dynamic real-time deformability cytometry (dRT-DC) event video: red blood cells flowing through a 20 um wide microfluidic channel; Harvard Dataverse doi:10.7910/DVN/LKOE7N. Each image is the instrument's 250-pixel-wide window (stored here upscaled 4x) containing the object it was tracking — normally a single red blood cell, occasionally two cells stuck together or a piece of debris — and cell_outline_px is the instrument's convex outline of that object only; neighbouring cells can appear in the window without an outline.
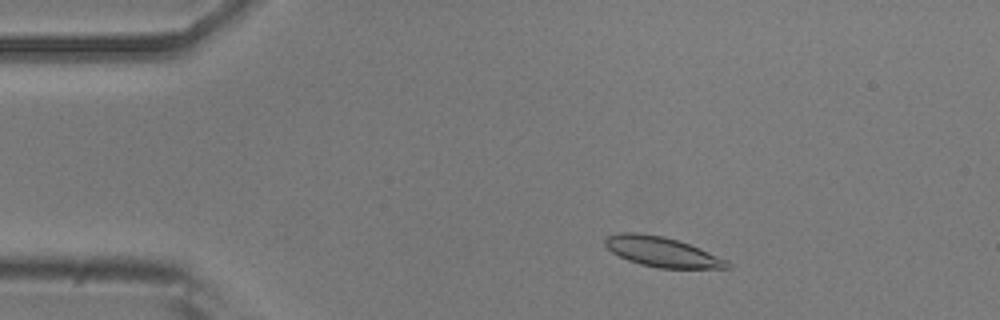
{"species": "common noctule bat (a hibernating species)", "species_latin": "Nyctalus noctula", "temperature_condition": "room temperature", "stored_images_in_passage": 44, "camera_frame_rate_fps": 3000, "um_per_image_px": 0.085, "animal": {"sex": "male", "body_mass_g": 20.5, "forearm_length_mm": 52.5}, "frame": {"image": 1, "passage_image": 5, "time_ms": 1.333, "image_size_px": [1000, 320], "cell_outline_px": [[732, 268], [660, 268], [640, 264], [628, 260], [612, 252], [604, 244], [604, 240], [608, 236], [620, 232], [640, 232], [664, 236], [680, 240], [700, 248], [728, 260], [732, 264]], "centroid_in_image_um": [56.3, 21.39], "position_along_channel_um": 28.7, "area_um2": 21.5}}
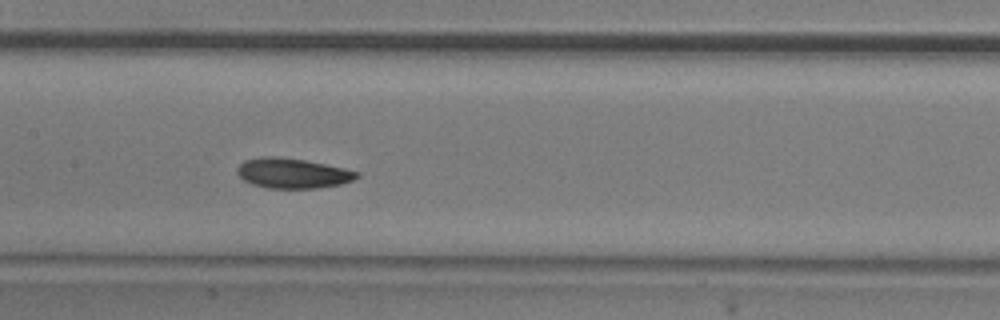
{"frame": {"image": 2, "passage_image": 22, "time_ms": 7.0, "image_size_px": [1000, 320], "cell_outline_px": [[360, 176], [352, 180], [340, 184], [316, 188], [268, 188], [252, 184], [244, 180], [236, 172], [236, 168], [244, 160], [264, 156], [276, 156], [304, 160], [344, 168], [360, 172]], "centroid_in_image_um": [24.85, 14.72], "position_along_channel_um": 182.5, "area_um2": 20.87}}
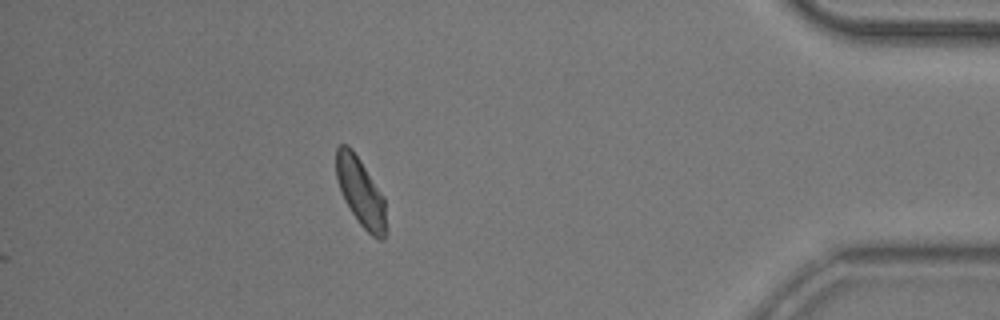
{"frame": {"image": 3, "passage_image": 44, "time_ms": 14.333, "image_size_px": [1000, 320], "cell_outline_px": [[384, 240], [380, 240], [372, 236], [360, 224], [344, 200], [336, 176], [336, 148], [340, 144], [348, 144], [352, 148], [384, 196]], "centroid_in_image_um": [30.62, 16.27], "position_along_channel_um": 404.6, "area_um2": 19.48}, "authors_computed_cell_mechanics": {"area_um2": 20.8369, "velocity_mm_per_s": 3.6807, "shape_relaxation_time_tau1_ms": 3.8341, "shape_relaxation_time_tau2_ms": 2.871, "deformation_change_tau1": 0.1101, "deformation_change_tau2": 0.0822}}